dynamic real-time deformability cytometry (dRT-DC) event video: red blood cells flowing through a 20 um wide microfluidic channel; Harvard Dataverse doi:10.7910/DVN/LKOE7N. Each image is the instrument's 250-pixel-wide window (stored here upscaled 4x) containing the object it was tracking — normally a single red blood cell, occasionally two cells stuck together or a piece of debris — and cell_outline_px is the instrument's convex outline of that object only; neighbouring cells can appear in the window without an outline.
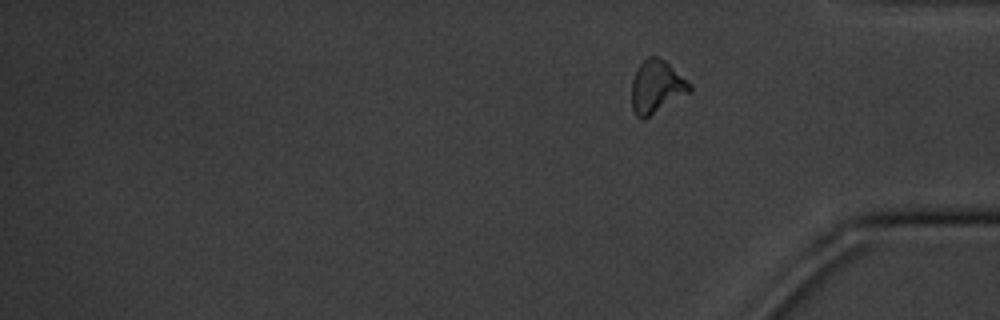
{"species": "common noctule bat (a hibernating species)", "species_latin": "Nyctalus noctula", "temperature_condition": "cold", "stored_images_in_passage": 18, "segment_of_instrument_passage": [2, 2], "camera_frame_rate_fps": 3000, "um_per_image_px": 0.085, "animal": {"sex": "male", "body_mass_g": 20.1, "forearm_length_mm": 53.5}, "frame": {"image": 1, "passage_image": 18, "time_ms": 19.667, "image_size_px": [1000, 320], "cell_outline_px": [[692, 92], [644, 120], [640, 120], [636, 116], [632, 108], [632, 80], [640, 64], [648, 56], [656, 56], [664, 60], [692, 84]], "centroid_in_image_um": [55.83, 7.42], "position_along_channel_um": 379.4, "area_um2": 18.09}}